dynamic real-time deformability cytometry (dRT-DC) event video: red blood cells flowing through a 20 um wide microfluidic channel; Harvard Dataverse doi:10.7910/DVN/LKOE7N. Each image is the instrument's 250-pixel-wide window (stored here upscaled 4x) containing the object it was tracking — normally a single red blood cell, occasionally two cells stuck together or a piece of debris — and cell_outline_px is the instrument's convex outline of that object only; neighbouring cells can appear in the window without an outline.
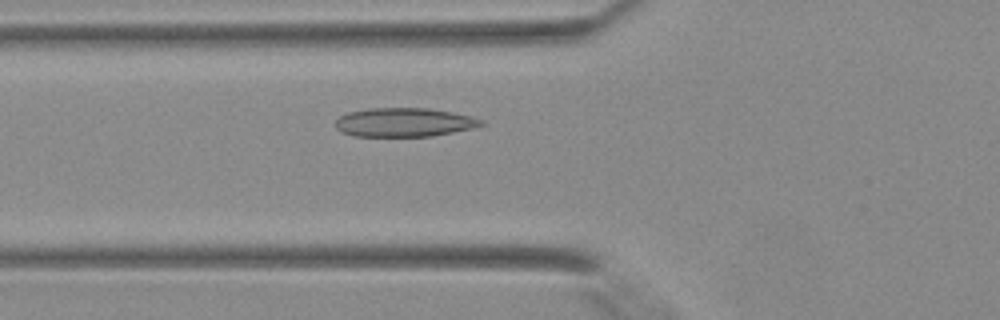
{"species": "Egyptian fruit bat (a non-hibernating species)", "species_latin": "Rousettus aegyptiacus", "temperature_condition": "warm", "stored_images_in_passage": 37, "camera_frame_rate_fps": 3000, "um_per_image_px": 0.085, "animal": {"sex": "female"}, "frame": {"image": 1, "passage_image": 11, "time_ms": 3.333, "image_size_px": [1000, 320], "cell_outline_px": [[484, 124], [472, 128], [432, 136], [352, 136], [340, 132], [336, 128], [336, 120], [340, 116], [348, 112], [368, 108], [428, 108], [452, 112], [484, 120]], "centroid_in_image_um": [34.31, 10.4], "position_along_channel_um": 91.5, "area_um2": 24.45}}
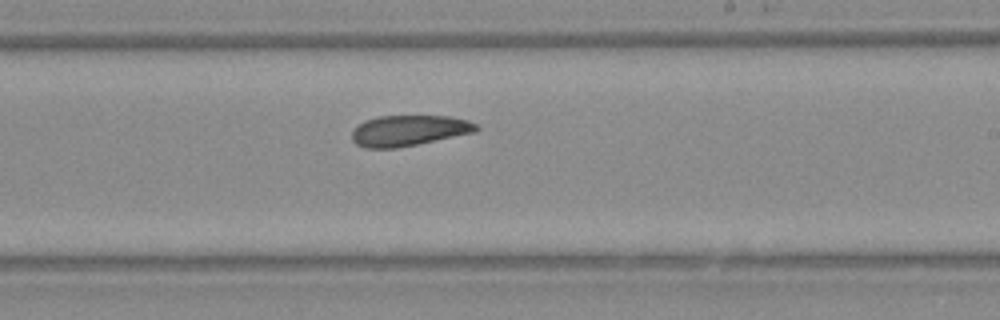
{"frame": {"image": 2, "passage_image": 21, "time_ms": 6.667, "image_size_px": [1000, 320], "cell_outline_px": [[480, 128], [476, 132], [396, 148], [364, 148], [356, 144], [352, 140], [352, 128], [364, 120], [380, 116], [448, 116], [468, 120], [476, 124]], "centroid_in_image_um": [34.72, 11.09], "position_along_channel_um": 254.3, "area_um2": 22.31}}
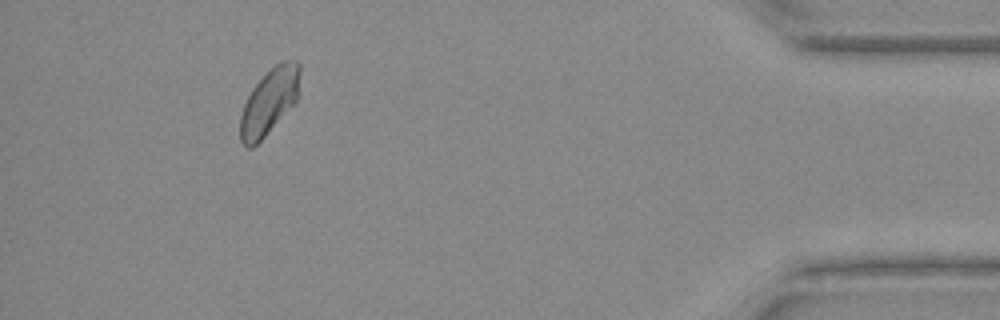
{"frame": {"image": 3, "passage_image": 34, "time_ms": 11.0, "image_size_px": [1000, 320], "cell_outline_px": [[300, 72], [296, 100], [264, 136], [252, 148], [248, 148], [240, 140], [240, 116], [244, 104], [252, 88], [276, 64], [284, 60], [296, 60], [300, 64]], "centroid_in_image_um": [22.87, 8.62], "position_along_channel_um": 412.3, "area_um2": 22.2}}